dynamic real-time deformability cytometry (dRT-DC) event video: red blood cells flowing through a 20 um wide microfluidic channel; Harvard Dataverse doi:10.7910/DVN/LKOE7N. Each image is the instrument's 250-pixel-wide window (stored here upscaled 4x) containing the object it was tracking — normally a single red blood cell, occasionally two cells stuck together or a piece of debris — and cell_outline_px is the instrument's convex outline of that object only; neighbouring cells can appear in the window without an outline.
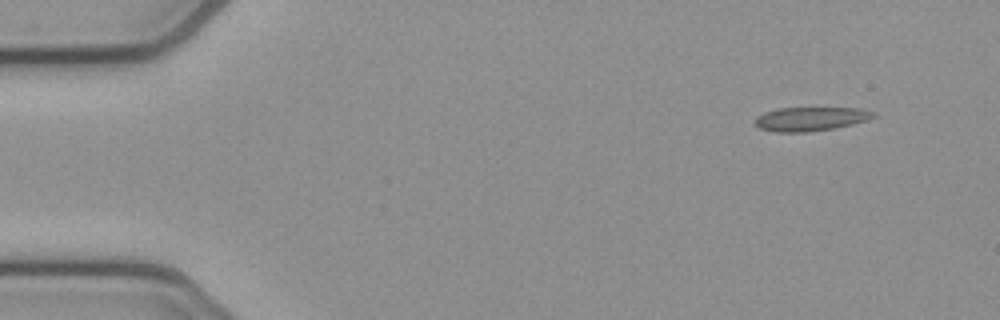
{"species": "common noctule bat (a hibernating species)", "species_latin": "Nyctalus noctula", "temperature_condition": "cold", "stored_images_in_passage": 49, "camera_frame_rate_fps": 3000, "um_per_image_px": 0.085, "animal": {"sex": "female", "body_mass_g": 21.9}, "frame": {"image": 1, "passage_image": 1, "time_ms": 0.0, "image_size_px": [1000, 320], "cell_outline_px": [[876, 116], [868, 120], [852, 124], [832, 128], [808, 132], [776, 132], [760, 128], [756, 124], [756, 116], [764, 112], [776, 108], [860, 108], [876, 112]], "centroid_in_image_um": [68.92, 10.1], "position_along_channel_um": 16.1, "area_um2": 16.47}}
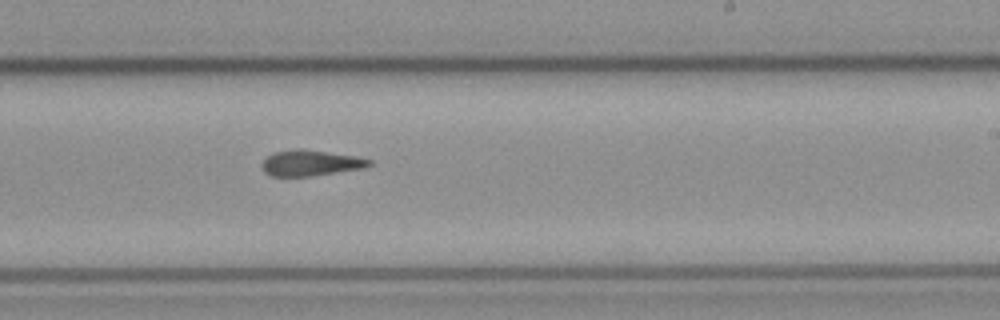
{"frame": {"image": 2, "passage_image": 28, "time_ms": 9.0, "image_size_px": [1000, 320], "cell_outline_px": [[372, 164], [364, 168], [312, 176], [272, 176], [264, 172], [260, 164], [272, 152], [296, 148], [300, 148], [356, 156], [372, 160]], "centroid_in_image_um": [26.38, 13.85], "position_along_channel_um": 262.6, "area_um2": 16.24}}
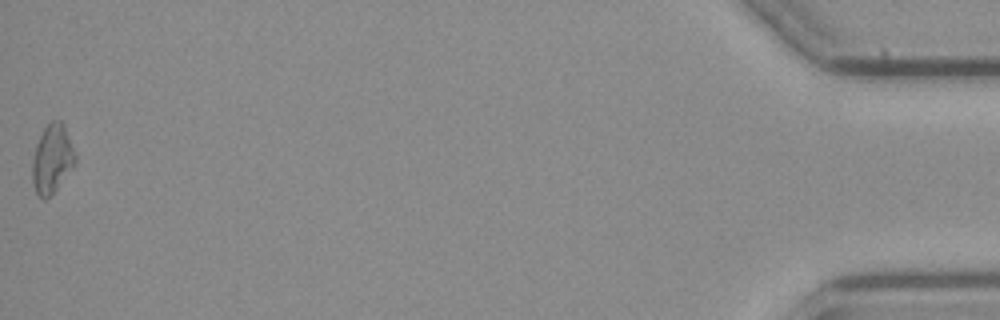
{"frame": {"image": 3, "passage_image": 49, "time_ms": 16.0, "image_size_px": [1000, 320], "cell_outline_px": [[76, 164], [56, 188], [44, 200], [36, 192], [32, 180], [32, 160], [36, 144], [44, 128], [52, 120], [60, 120], [64, 124], [76, 156]], "centroid_in_image_um": [4.43, 13.48], "position_along_channel_um": 430.8, "area_um2": 16.94}, "authors_computed_cell_mechanics": {"area_um2": 16.6464, "velocity_mm_per_s": 3.8666, "shape_relaxation_time_tau1_ms": null, "shape_relaxation_time_tau2_ms": 8.0488, "deformation_change_tau1": null, "deformation_change_tau2": 0.1594}}